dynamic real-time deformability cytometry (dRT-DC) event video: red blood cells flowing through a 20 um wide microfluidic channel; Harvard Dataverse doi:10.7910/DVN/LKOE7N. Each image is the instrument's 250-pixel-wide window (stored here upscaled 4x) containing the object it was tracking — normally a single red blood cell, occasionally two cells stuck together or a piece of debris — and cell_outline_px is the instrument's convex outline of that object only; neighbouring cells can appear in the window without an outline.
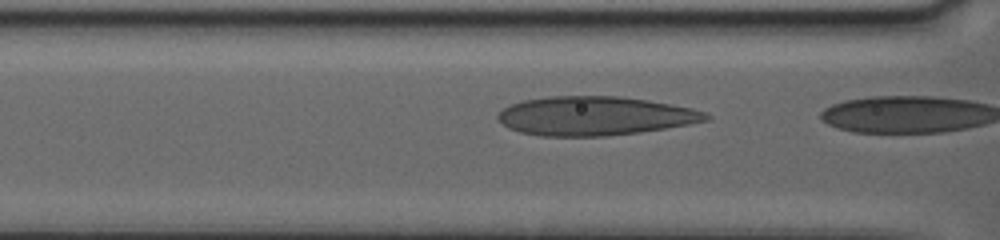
{"species": "human", "species_latin": "Homo sapiens", "temperature_condition": "warm", "stored_images_in_passage": 5, "camera_frame_rate_fps": 3000, "um_per_image_px": 0.085, "donor": {"sex": "female"}, "frame": {"image": 1, "passage_image": 3, "time_ms": 0.667, "image_size_px": [1000, 240], "cell_outline_px": [[712, 116], [708, 120], [688, 124], [664, 128], [636, 132], [604, 136], [544, 136], [520, 132], [508, 128], [496, 116], [504, 108], [512, 104], [524, 100], [552, 96], [620, 96], [692, 108], [704, 112]], "centroid_in_image_um": [50.54, 9.85], "position_along_channel_um": 116.1, "area_um2": 46.59}}